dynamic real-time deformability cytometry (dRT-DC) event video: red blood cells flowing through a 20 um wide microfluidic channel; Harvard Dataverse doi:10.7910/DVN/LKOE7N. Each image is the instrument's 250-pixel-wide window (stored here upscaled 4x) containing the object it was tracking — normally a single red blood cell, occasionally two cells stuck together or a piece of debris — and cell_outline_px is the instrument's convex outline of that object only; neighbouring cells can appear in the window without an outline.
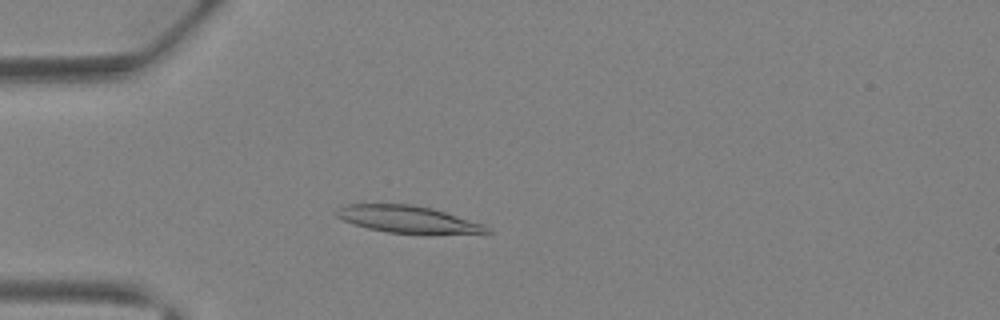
{"species": "Egyptian fruit bat (a non-hibernating species)", "species_latin": "Rousettus aegyptiacus", "temperature_condition": "warm", "stored_images_in_passage": 38, "camera_frame_rate_fps": 3000, "um_per_image_px": 0.085, "animal": {"sex": "female"}, "frame": {"image": 1, "passage_image": 10, "time_ms": 3.0, "image_size_px": [1000, 320], "cell_outline_px": [[492, 232], [388, 232], [368, 228], [344, 220], [336, 216], [336, 208], [348, 204], [412, 204], [432, 208], [484, 224]], "centroid_in_image_um": [34.58, 18.6], "position_along_channel_um": 50.4, "area_um2": 22.72}}
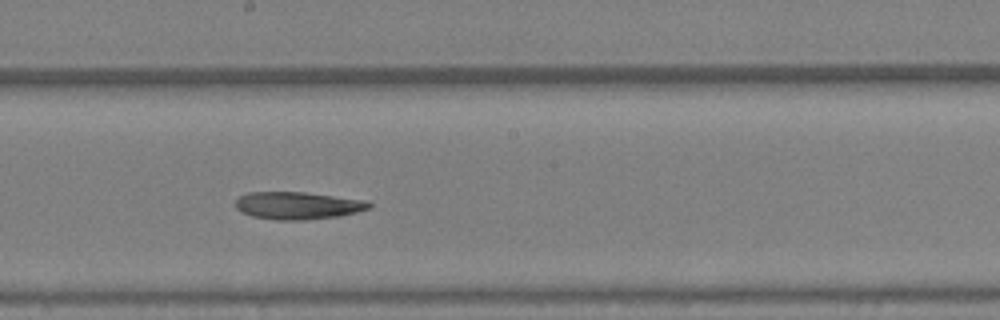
{"frame": {"image": 2, "passage_image": 21, "time_ms": 6.667, "image_size_px": [1000, 320], "cell_outline_px": [[372, 208], [340, 216], [308, 220], [276, 220], [252, 216], [236, 208], [236, 200], [240, 196], [248, 192], [304, 192], [364, 200], [372, 204]], "centroid_in_image_um": [25.33, 17.47], "position_along_channel_um": 222.9, "area_um2": 21.33}}
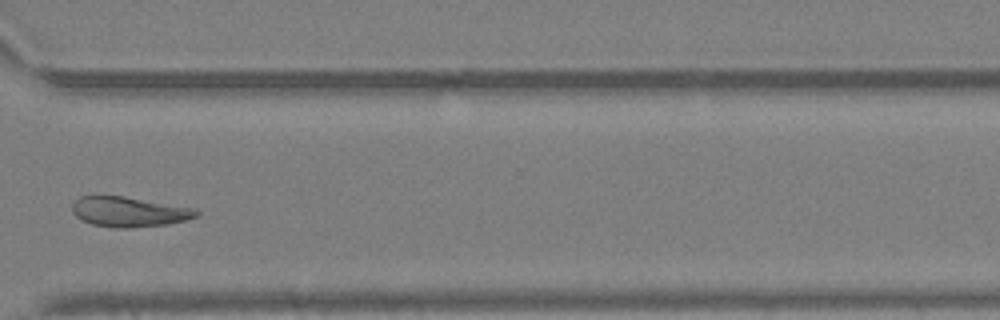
{"frame": {"image": 3, "passage_image": 29, "time_ms": 9.333, "image_size_px": [1000, 320], "cell_outline_px": [[200, 212], [196, 216], [184, 220], [168, 224], [132, 228], [116, 228], [92, 224], [80, 220], [72, 212], [72, 204], [80, 196], [124, 196], [196, 208]], "centroid_in_image_um": [10.96, 18.0], "position_along_channel_um": 359.6, "area_um2": 21.79}}